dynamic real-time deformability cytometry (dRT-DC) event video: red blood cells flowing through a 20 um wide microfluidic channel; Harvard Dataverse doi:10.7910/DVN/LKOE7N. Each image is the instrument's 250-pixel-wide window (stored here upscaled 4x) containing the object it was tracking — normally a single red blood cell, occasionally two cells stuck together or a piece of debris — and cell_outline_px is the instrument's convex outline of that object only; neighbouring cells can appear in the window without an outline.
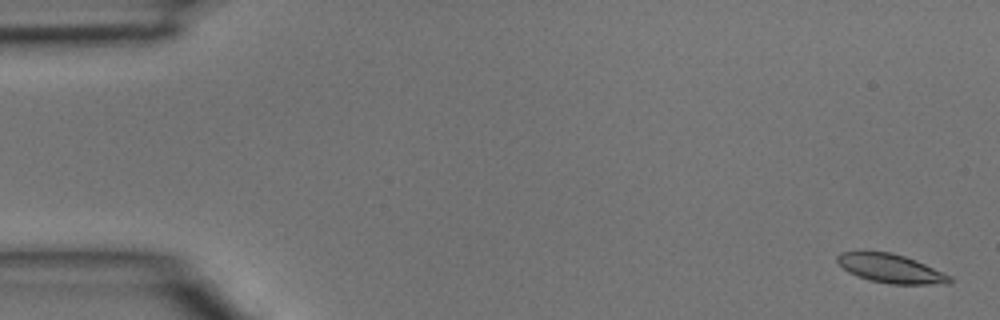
{"species": "common noctule bat (a hibernating species)", "species_latin": "Nyctalus noctula", "temperature_condition": "room temperature", "stored_images_in_passage": 5, "camera_frame_rate_fps": 3000, "um_per_image_px": 0.085, "animal": {"sex": "male", "body_mass_g": 15.6}, "frame": {"image": 1, "passage_image": 1, "time_ms": 0.0, "image_size_px": [1000, 320], "cell_outline_px": [[952, 280], [948, 284], [892, 284], [868, 280], [856, 276], [848, 272], [836, 260], [836, 256], [840, 252], [892, 252], [916, 260], [952, 276]], "centroid_in_image_um": [75.72, 22.83], "position_along_channel_um": 9.3, "area_um2": 18.84}}